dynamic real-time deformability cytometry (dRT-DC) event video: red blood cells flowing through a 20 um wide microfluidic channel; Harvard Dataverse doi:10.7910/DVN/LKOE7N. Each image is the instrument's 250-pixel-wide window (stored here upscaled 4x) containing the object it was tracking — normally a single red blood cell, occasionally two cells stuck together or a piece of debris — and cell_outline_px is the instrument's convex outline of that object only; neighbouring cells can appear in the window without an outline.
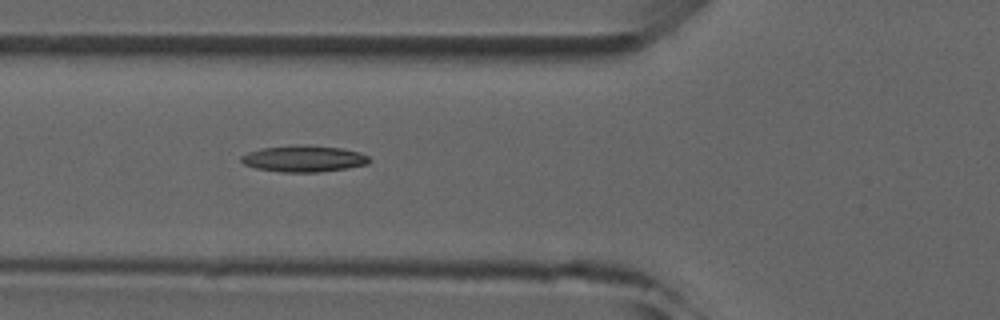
{"species": "common noctule bat (a hibernating species)", "species_latin": "Nyctalus noctula", "temperature_condition": "room temperature", "stored_images_in_passage": 6, "camera_frame_rate_fps": 3000, "um_per_image_px": 0.085, "animal": {"sex": "male", "forearm_length_mm": 52.5}, "frame": {"image": 1, "passage_image": 6, "time_ms": 5.667, "image_size_px": [1000, 320], "cell_outline_px": [[372, 160], [368, 164], [348, 168], [320, 172], [280, 172], [256, 168], [244, 164], [240, 160], [240, 156], [248, 152], [264, 148], [304, 144], [340, 148], [360, 152], [368, 156]], "centroid_in_image_um": [25.85, 13.49], "position_along_channel_um": 100.0, "area_um2": 19.77}}